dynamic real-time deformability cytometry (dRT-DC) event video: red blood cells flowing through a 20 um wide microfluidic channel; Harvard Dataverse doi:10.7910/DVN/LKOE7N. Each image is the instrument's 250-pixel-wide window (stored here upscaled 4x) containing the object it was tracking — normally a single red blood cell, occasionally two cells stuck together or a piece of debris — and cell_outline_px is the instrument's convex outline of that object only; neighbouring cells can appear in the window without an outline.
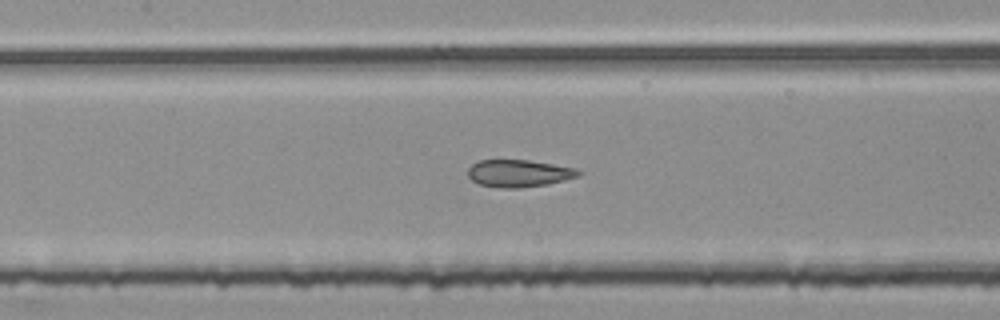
{"species": "common noctule bat (a hibernating species)", "species_latin": "Nyctalus noctula", "temperature_condition": "room temperature", "stored_images_in_passage": 49, "segment_of_instrument_passage": [2, 2], "camera_frame_rate_fps": 3000, "um_per_image_px": 0.085, "animal": {"sex": "female", "body_mass_g": 25.1}, "frame": {"image": 1, "passage_image": 20, "time_ms": 6.333, "image_size_px": [1000, 320], "cell_outline_px": [[584, 172], [580, 176], [548, 184], [516, 188], [500, 188], [480, 184], [472, 180], [468, 176], [468, 168], [472, 164], [480, 160], [528, 160], [576, 168]], "centroid_in_image_um": [44.13, 14.73], "position_along_channel_um": 163.3, "area_um2": 17.57}}
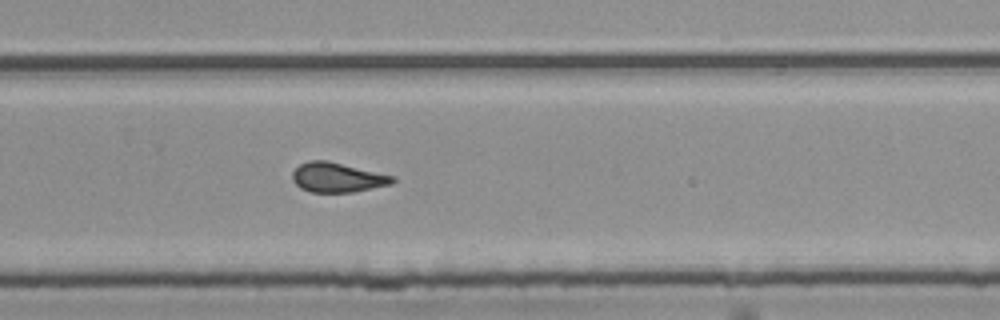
{"frame": {"image": 2, "passage_image": 31, "time_ms": 10.0, "image_size_px": [1000, 320], "cell_outline_px": [[396, 180], [392, 184], [352, 192], [308, 192], [300, 188], [292, 180], [292, 172], [300, 164], [308, 160], [328, 160], [396, 176]], "centroid_in_image_um": [28.68, 15.07], "position_along_channel_um": 301.1, "area_um2": 17.51}}
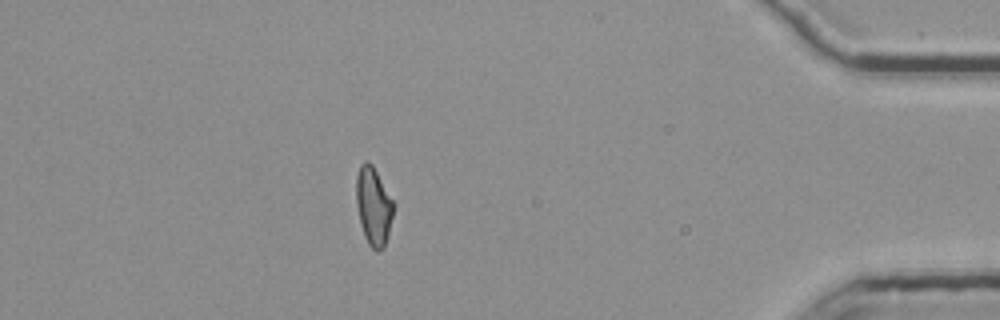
{"frame": {"image": 3, "passage_image": 43, "time_ms": 14.0, "image_size_px": [1000, 320], "cell_outline_px": [[392, 216], [388, 236], [384, 248], [380, 252], [376, 252], [368, 244], [364, 236], [356, 204], [356, 176], [360, 164], [364, 160], [368, 160], [372, 164], [392, 200]], "centroid_in_image_um": [31.72, 17.53], "position_along_channel_um": 403.5, "area_um2": 16.82}}